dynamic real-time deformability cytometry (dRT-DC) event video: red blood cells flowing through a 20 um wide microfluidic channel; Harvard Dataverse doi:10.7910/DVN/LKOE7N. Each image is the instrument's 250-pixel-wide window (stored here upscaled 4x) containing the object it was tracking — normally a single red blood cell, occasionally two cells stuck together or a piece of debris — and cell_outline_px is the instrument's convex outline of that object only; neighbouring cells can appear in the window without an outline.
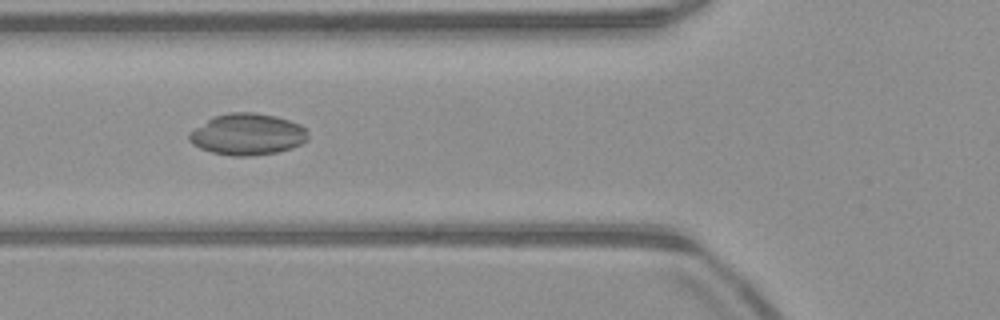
{"species": "common noctule bat (a hibernating species)", "species_latin": "Nyctalus noctula", "temperature_condition": "warm", "stored_images_in_passage": 52, "camera_frame_rate_fps": 3000, "um_per_image_px": 0.085, "animal": {"sex": "male", "body_mass_g": 23.1, "forearm_length_mm": 52.7}, "frame": {"image": 1, "passage_image": 19, "time_ms": 6.0, "image_size_px": [1000, 320], "cell_outline_px": [[308, 140], [292, 148], [276, 152], [252, 156], [232, 156], [212, 152], [200, 148], [192, 144], [188, 140], [188, 132], [212, 116], [228, 112], [252, 112], [276, 116], [300, 124], [308, 132]], "centroid_in_image_um": [21.0, 11.41], "position_along_channel_um": 104.8, "area_um2": 28.96}}
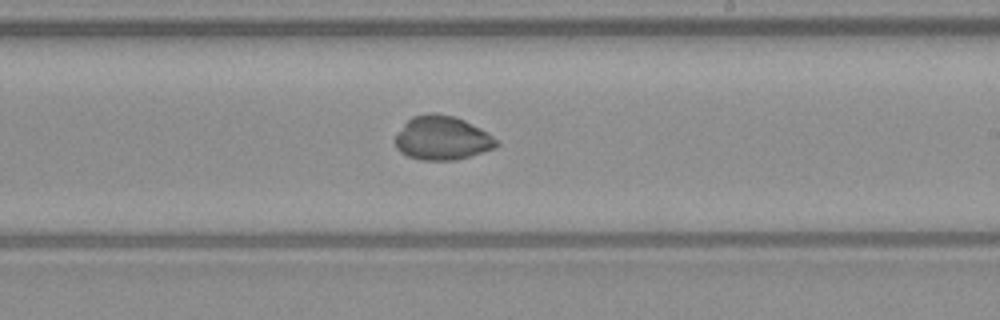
{"frame": {"image": 2, "passage_image": 30, "time_ms": 9.667, "image_size_px": [1000, 320], "cell_outline_px": [[500, 144], [496, 148], [456, 160], [420, 160], [408, 156], [400, 152], [396, 148], [396, 132], [412, 116], [432, 112], [436, 112], [452, 116], [464, 120], [488, 132], [500, 140]], "centroid_in_image_um": [37.61, 11.73], "position_along_channel_um": 251.4, "area_um2": 26.18}}
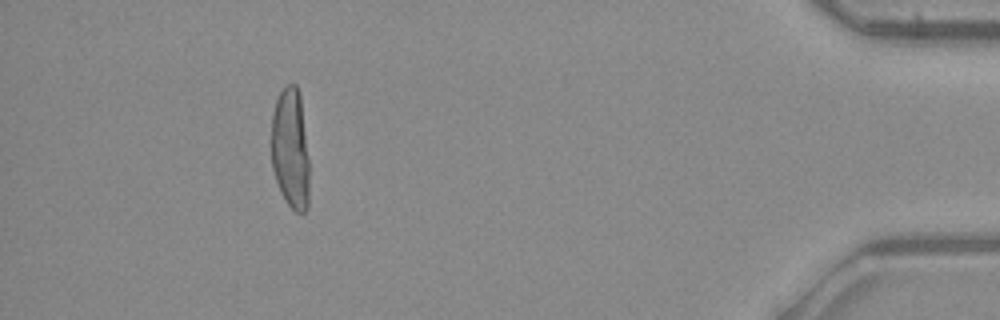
{"frame": {"image": 3, "passage_image": 47, "time_ms": 15.333, "image_size_px": [1000, 320], "cell_outline_px": [[308, 208], [304, 212], [296, 212], [284, 200], [280, 192], [272, 168], [272, 112], [276, 100], [284, 84], [296, 84], [300, 92], [308, 156]], "centroid_in_image_um": [24.68, 12.62], "position_along_channel_um": 410.5, "area_um2": 26.88}, "authors_computed_cell_mechanics": {"area_um2": 27.1371, "velocity_mm_per_s": 3.9888, "shape_relaxation_time_tau1_ms": null, "shape_relaxation_time_tau2_ms": 3.4008, "deformation_change_tau1": null, "deformation_change_tau2": 0.0522}}